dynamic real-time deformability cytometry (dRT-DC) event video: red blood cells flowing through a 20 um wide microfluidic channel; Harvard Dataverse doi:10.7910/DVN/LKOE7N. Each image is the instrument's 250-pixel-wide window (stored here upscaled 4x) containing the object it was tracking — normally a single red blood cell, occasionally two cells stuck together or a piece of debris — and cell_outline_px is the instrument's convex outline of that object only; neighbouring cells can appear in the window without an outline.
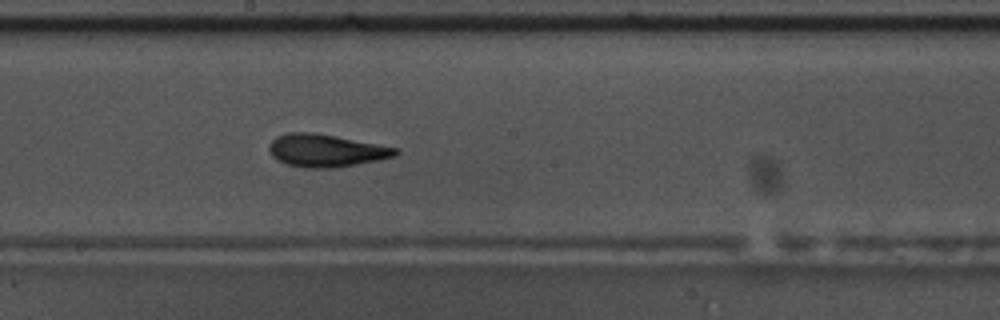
{"species": "common noctule bat (a hibernating species)", "species_latin": "Nyctalus noctula", "temperature_condition": "warm", "stored_images_in_passage": 46, "camera_frame_rate_fps": 3000, "um_per_image_px": 0.085, "animal": {"sex": "male", "body_mass_g": 17.5, "forearm_length_mm": 52.3}, "frame": {"image": 1, "passage_image": 20, "time_ms": 6.333, "image_size_px": [1000, 320], "cell_outline_px": [[400, 152], [396, 156], [336, 168], [304, 168], [288, 164], [272, 156], [268, 148], [268, 144], [276, 136], [288, 132], [312, 132], [400, 148]], "centroid_in_image_um": [27.71, 12.79], "position_along_channel_um": 220.5, "area_um2": 23.99}}